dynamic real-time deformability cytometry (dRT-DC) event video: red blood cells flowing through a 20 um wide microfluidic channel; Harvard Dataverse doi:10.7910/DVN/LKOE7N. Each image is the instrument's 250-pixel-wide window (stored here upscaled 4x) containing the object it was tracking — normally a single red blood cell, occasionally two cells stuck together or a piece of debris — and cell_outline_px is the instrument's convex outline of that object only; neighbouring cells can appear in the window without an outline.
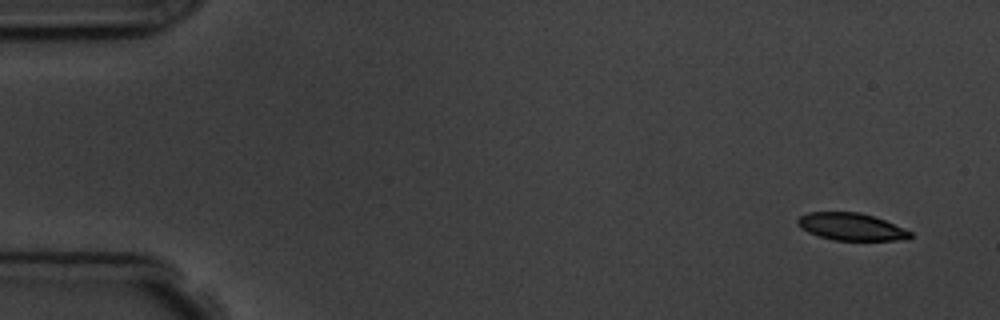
{"species": "common noctule bat (a hibernating species)", "species_latin": "Nyctalus noctula", "temperature_condition": "room temperature", "stored_images_in_passage": 4, "camera_frame_rate_fps": 3000, "um_per_image_px": 0.085, "animal": {"sex": "male", "body_mass_g": 19.5, "forearm_length_mm": 54.6}, "frame": {"image": 1, "passage_image": 1, "time_ms": 0.0, "image_size_px": [1000, 320], "cell_outline_px": [[912, 236], [908, 240], [832, 240], [808, 232], [800, 228], [796, 224], [796, 220], [800, 216], [808, 212], [860, 212], [884, 220], [912, 232]], "centroid_in_image_um": [72.33, 19.27], "position_along_channel_um": 12.7, "area_um2": 17.92}}